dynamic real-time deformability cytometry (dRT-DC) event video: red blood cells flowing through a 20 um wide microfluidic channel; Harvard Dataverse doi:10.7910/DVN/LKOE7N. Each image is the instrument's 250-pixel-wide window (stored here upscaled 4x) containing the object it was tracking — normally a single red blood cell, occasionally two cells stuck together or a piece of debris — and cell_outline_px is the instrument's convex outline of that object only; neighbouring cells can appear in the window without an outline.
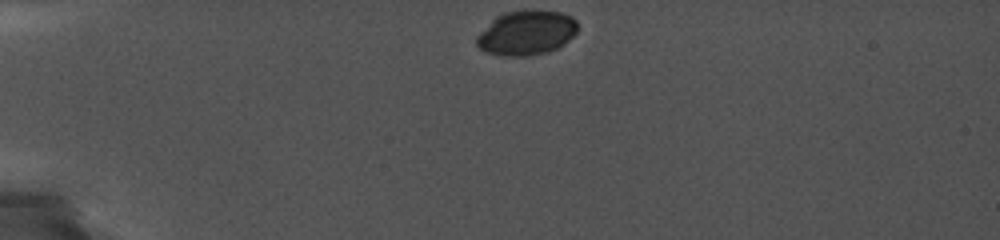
{"species": "common noctule bat (a hibernating species)", "species_latin": "Nyctalus noctula", "temperature_condition": "cold", "stored_images_in_passage": 35, "camera_frame_rate_fps": 5000, "um_per_image_px": 0.085, "animal": {"sex": "female", "body_mass_g": 19.0, "forearm_length_mm": 56.7}, "frame": {"image": 1, "passage_image": 1, "time_ms": 0.0, "image_size_px": [1000, 240], "cell_outline_px": [[576, 32], [564, 44], [548, 52], [528, 56], [500, 56], [484, 52], [476, 44], [476, 36], [496, 16], [508, 12], [560, 12], [572, 16], [576, 20]], "centroid_in_image_um": [44.72, 2.84], "position_along_channel_um": 40.3, "area_um2": 25.78}}
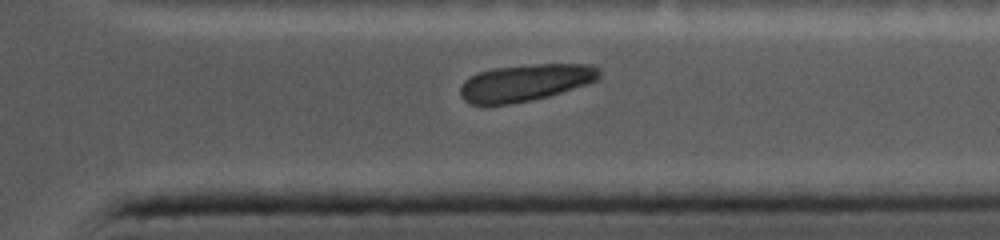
{"frame": {"image": 2, "passage_image": 29, "time_ms": 10.2, "image_size_px": [1000, 240], "cell_outline_px": [[600, 76], [596, 80], [588, 84], [548, 96], [532, 100], [484, 108], [468, 104], [460, 96], [460, 88], [464, 80], [468, 76], [476, 72], [492, 68], [536, 64], [596, 64], [600, 68]], "centroid_in_image_um": [44.59, 7.05], "position_along_channel_um": 366.8, "area_um2": 30.75}}
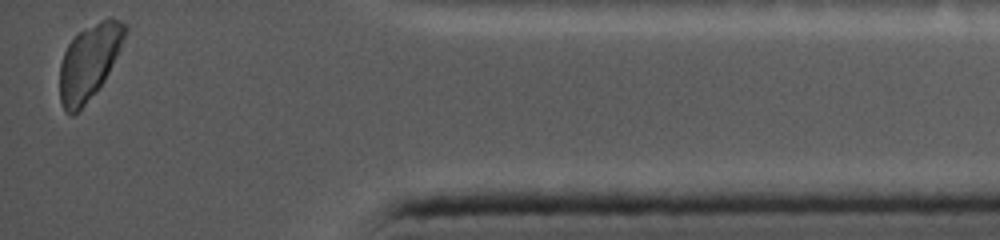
{"frame": {"image": 3, "passage_image": 35, "time_ms": 12.4, "image_size_px": [1000, 240], "cell_outline_px": [[128, 32], [104, 80], [96, 92], [72, 116], [68, 116], [64, 112], [60, 100], [60, 64], [64, 52], [68, 44], [80, 32], [104, 20], [120, 20], [128, 28]], "centroid_in_image_um": [7.55, 5.32], "position_along_channel_um": 427.6, "area_um2": 27.86}}